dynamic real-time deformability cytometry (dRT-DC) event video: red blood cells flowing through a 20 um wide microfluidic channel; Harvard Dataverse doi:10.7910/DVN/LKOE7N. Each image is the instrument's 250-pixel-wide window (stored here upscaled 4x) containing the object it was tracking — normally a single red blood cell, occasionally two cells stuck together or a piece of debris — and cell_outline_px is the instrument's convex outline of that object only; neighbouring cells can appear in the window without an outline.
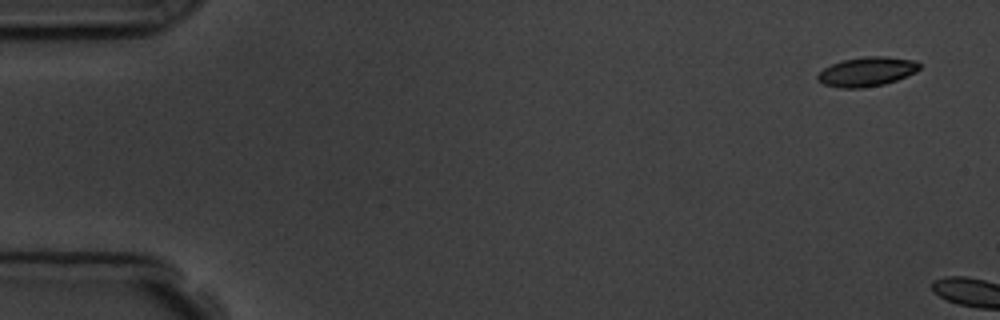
{"species": "common noctule bat (a hibernating species)", "species_latin": "Nyctalus noctula", "temperature_condition": "room temperature", "stored_images_in_passage": 2, "camera_frame_rate_fps": 3000, "um_per_image_px": 0.085, "animal": {"sex": "male", "body_mass_g": 19.5, "forearm_length_mm": 54.6}, "frame": {"image": 1, "passage_image": 1, "time_ms": 0.0, "image_size_px": [1000, 320], "cell_outline_px": [[920, 68], [916, 72], [896, 80], [884, 84], [860, 88], [844, 88], [824, 84], [816, 80], [816, 76], [824, 68], [840, 60], [864, 56], [888, 56], [916, 60], [920, 64]], "centroid_in_image_um": [73.69, 6.07], "position_along_channel_um": 11.3, "area_um2": 17.51}}